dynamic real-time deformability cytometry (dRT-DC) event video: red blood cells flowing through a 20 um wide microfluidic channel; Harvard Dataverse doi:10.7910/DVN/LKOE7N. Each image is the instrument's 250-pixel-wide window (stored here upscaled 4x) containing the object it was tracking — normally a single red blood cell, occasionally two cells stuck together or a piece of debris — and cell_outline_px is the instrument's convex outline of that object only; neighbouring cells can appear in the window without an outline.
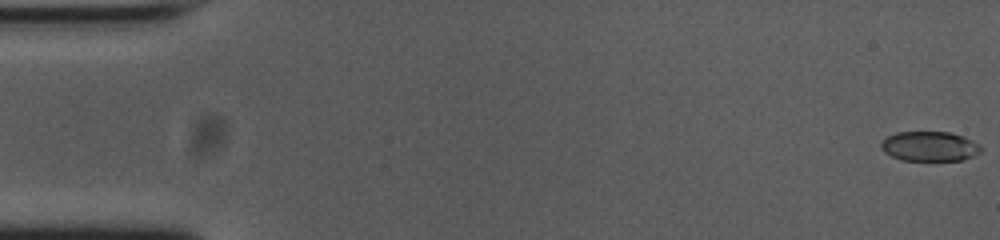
{"species": "common noctule bat (a hibernating species)", "species_latin": "Nyctalus noctula", "temperature_condition": "cold", "stored_images_in_passage": 16, "camera_frame_rate_fps": 3000, "um_per_image_px": 0.085, "animal": {"sex": "female", "body_mass_g": 23.0, "forearm_length_mm": 53.4}, "frame": {"image": 1, "passage_image": 1, "time_ms": 0.0, "image_size_px": [1000, 240], "cell_outline_px": [[984, 148], [980, 152], [964, 160], [900, 160], [884, 152], [880, 148], [880, 144], [888, 136], [896, 132], [948, 132], [964, 136], [980, 144]], "centroid_in_image_um": [79.04, 12.43], "position_along_channel_um": 6.0, "area_um2": 17.4}}
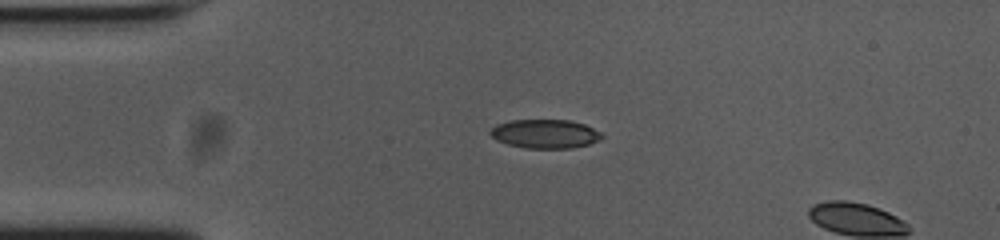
{"frame": {"image": 2, "passage_image": 13, "time_ms": 4.0, "image_size_px": [1000, 240], "cell_outline_px": [[604, 136], [600, 140], [588, 144], [572, 148], [528, 148], [508, 144], [496, 140], [488, 132], [496, 124], [512, 120], [568, 120], [584, 124], [600, 132]], "centroid_in_image_um": [46.33, 11.37], "position_along_channel_um": 38.7, "area_um2": 18.67}}